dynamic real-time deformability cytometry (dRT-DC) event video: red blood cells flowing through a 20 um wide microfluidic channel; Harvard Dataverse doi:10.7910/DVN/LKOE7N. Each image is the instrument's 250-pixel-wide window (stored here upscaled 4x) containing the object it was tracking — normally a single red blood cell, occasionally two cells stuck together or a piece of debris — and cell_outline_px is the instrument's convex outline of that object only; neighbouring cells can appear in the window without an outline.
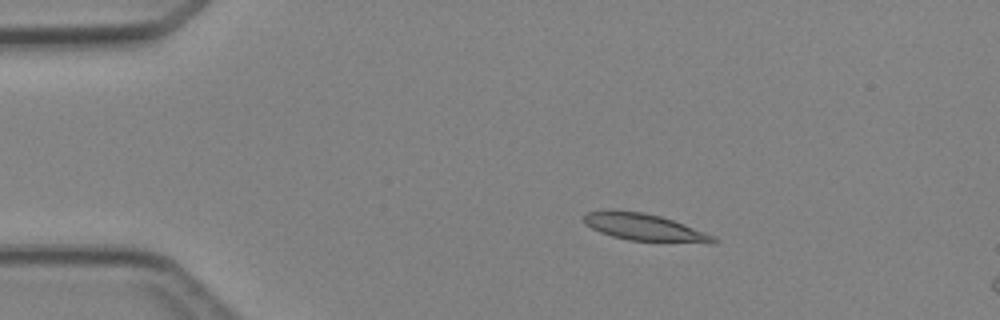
{"species": "Egyptian fruit bat (a non-hibernating species)", "species_latin": "Rousettus aegyptiacus", "temperature_condition": "cold", "stored_images_in_passage": 6, "camera_frame_rate_fps": 3000, "um_per_image_px": 0.085, "animal": {"sex": "female"}, "frame": {"image": 1, "passage_image": 3, "time_ms": 2.333, "image_size_px": [1000, 320], "cell_outline_px": [[720, 240], [716, 244], [628, 240], [612, 236], [600, 232], [584, 224], [584, 216], [588, 212], [644, 212], [660, 216], [684, 224], [704, 232]], "centroid_in_image_um": [54.87, 19.37], "position_along_channel_um": 30.1, "area_um2": 19.94}}
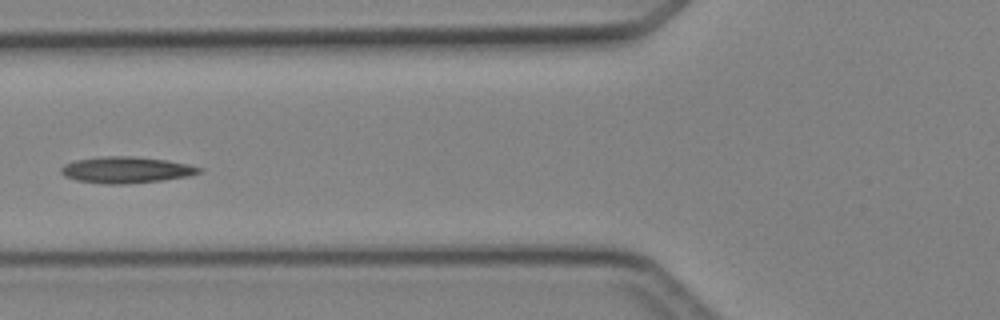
{"frame": {"image": 2, "passage_image": 5, "time_ms": 5.667, "image_size_px": [1000, 320], "cell_outline_px": [[204, 168], [200, 172], [188, 176], [160, 180], [124, 184], [104, 184], [76, 180], [64, 176], [60, 172], [60, 168], [64, 164], [76, 160], [108, 156], [132, 156], [168, 160], [188, 164]], "centroid_in_image_um": [10.71, 14.44], "position_along_channel_um": 115.1, "area_um2": 21.1}}
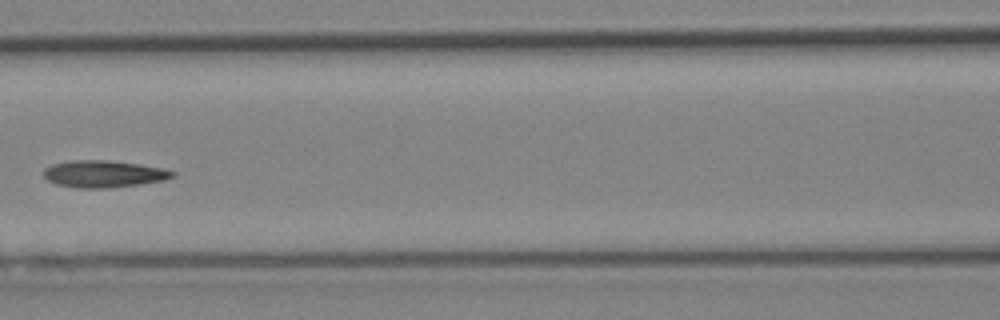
{"frame": {"image": 3, "passage_image": 6, "time_ms": 6.667, "image_size_px": [1000, 320], "cell_outline_px": [[176, 176], [164, 180], [140, 184], [108, 188], [76, 188], [56, 184], [48, 180], [44, 176], [44, 168], [52, 164], [68, 160], [108, 160], [140, 164], [164, 168], [176, 172]], "centroid_in_image_um": [8.82, 14.78], "position_along_channel_um": 157.8, "area_um2": 20.46}}